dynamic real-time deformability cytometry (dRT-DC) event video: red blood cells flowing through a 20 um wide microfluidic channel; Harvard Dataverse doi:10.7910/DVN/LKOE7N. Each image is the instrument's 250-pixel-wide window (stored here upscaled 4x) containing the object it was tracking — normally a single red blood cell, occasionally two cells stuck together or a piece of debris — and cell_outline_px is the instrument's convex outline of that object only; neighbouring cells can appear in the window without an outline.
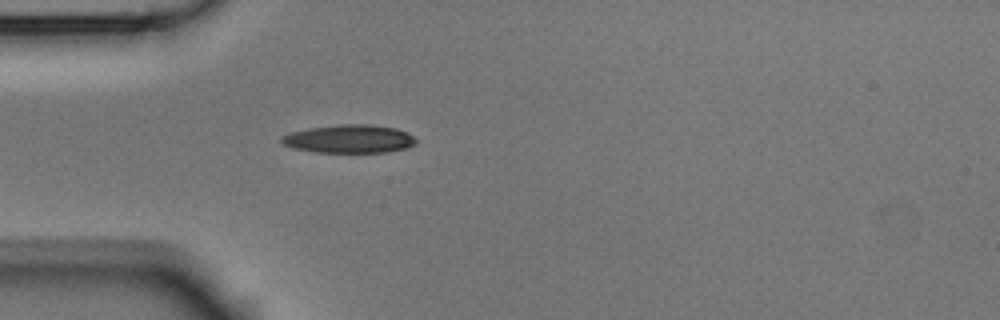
{"species": "Egyptian fruit bat (a non-hibernating species)", "species_latin": "Rousettus aegyptiacus", "temperature_condition": "room temperature", "stored_images_in_passage": 1, "camera_frame_rate_fps": 3000, "um_per_image_px": 0.085, "animal": {"sex": "male"}, "frame": {"image": 1, "passage_image": 1, "time_ms": 0.0, "image_size_px": [1000, 320], "cell_outline_px": [[416, 144], [408, 148], [388, 152], [316, 152], [292, 148], [284, 144], [280, 140], [280, 136], [292, 132], [308, 128], [340, 124], [368, 124], [396, 128], [408, 132], [416, 140]], "centroid_in_image_um": [29.7, 11.8], "position_along_channel_um": 55.3, "area_um2": 22.25}}